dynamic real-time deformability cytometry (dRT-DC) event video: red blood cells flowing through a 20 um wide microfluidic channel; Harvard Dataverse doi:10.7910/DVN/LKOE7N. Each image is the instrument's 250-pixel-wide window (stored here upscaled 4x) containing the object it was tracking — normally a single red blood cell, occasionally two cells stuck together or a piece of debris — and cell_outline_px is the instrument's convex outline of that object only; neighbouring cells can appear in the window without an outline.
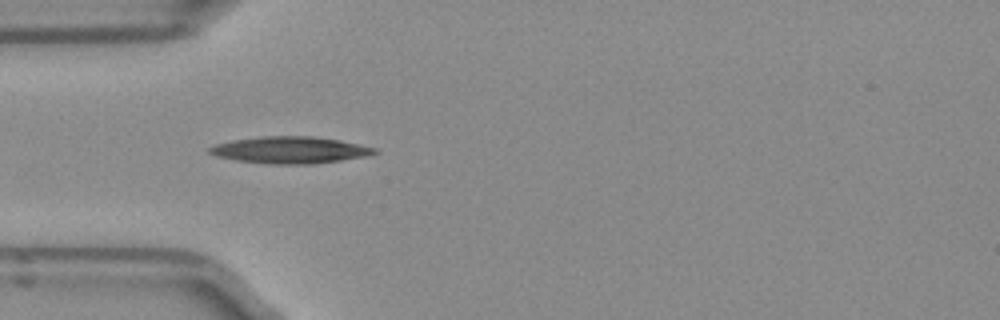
{"species": "Egyptian fruit bat (a non-hibernating species)", "species_latin": "Rousettus aegyptiacus", "temperature_condition": "room temperature", "stored_images_in_passage": 26, "camera_frame_rate_fps": 3000, "um_per_image_px": 0.085, "frame": {"image": 1, "passage_image": 5, "time_ms": 1.333, "image_size_px": [1000, 320], "cell_outline_px": [[380, 152], [368, 156], [312, 164], [268, 164], [236, 160], [216, 156], [208, 152], [208, 148], [216, 144], [236, 140], [264, 136], [312, 136], [340, 140], [376, 148]], "centroid_in_image_um": [24.69, 12.75], "position_along_channel_um": 60.3, "area_um2": 25.66}}
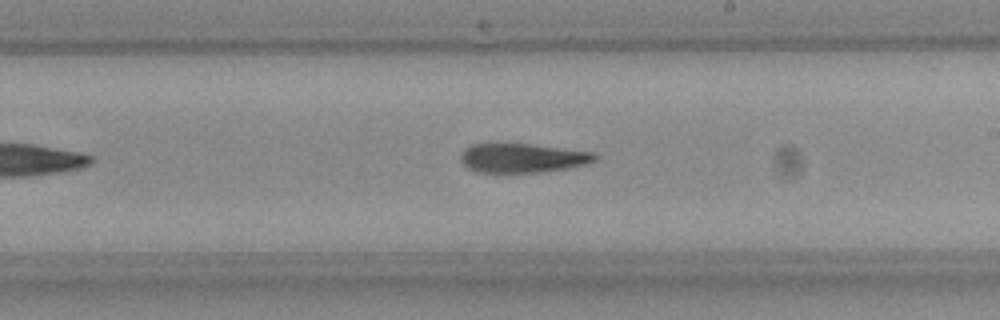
{"frame": {"image": 2, "passage_image": 19, "time_ms": 6.0, "image_size_px": [1000, 320], "cell_outline_px": [[600, 156], [596, 160], [584, 164], [568, 168], [540, 172], [476, 172], [468, 168], [460, 160], [460, 152], [468, 144], [528, 144], [592, 152]], "centroid_in_image_um": [44.36, 13.43], "position_along_channel_um": 244.6, "area_um2": 22.72}}